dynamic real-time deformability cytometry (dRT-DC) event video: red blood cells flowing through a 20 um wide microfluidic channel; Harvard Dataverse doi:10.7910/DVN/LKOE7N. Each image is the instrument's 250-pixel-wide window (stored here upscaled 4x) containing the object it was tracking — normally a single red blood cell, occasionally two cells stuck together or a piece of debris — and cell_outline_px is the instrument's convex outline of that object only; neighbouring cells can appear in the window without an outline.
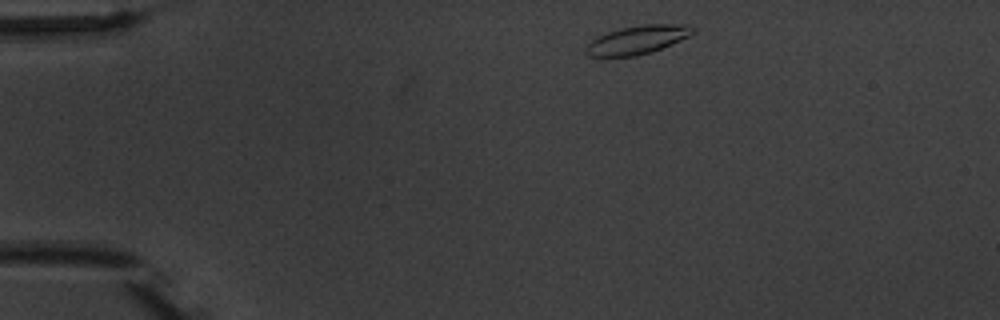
{"species": "common noctule bat (a hibernating species)", "species_latin": "Nyctalus noctula", "temperature_condition": "warm", "stored_images_in_passage": 3, "camera_frame_rate_fps": 3000, "um_per_image_px": 0.085, "animal": {"sex": "male", "body_mass_g": 20.1, "forearm_length_mm": 53.5}, "frame": {"image": 1, "passage_image": 1, "time_ms": 0.0, "image_size_px": [1000, 320], "cell_outline_px": [[696, 32], [680, 40], [652, 52], [636, 56], [588, 56], [584, 52], [584, 48], [596, 36], [620, 28], [644, 24], [688, 24], [696, 28]], "centroid_in_image_um": [54.19, 3.37], "position_along_channel_um": 30.8, "area_um2": 17.86}}